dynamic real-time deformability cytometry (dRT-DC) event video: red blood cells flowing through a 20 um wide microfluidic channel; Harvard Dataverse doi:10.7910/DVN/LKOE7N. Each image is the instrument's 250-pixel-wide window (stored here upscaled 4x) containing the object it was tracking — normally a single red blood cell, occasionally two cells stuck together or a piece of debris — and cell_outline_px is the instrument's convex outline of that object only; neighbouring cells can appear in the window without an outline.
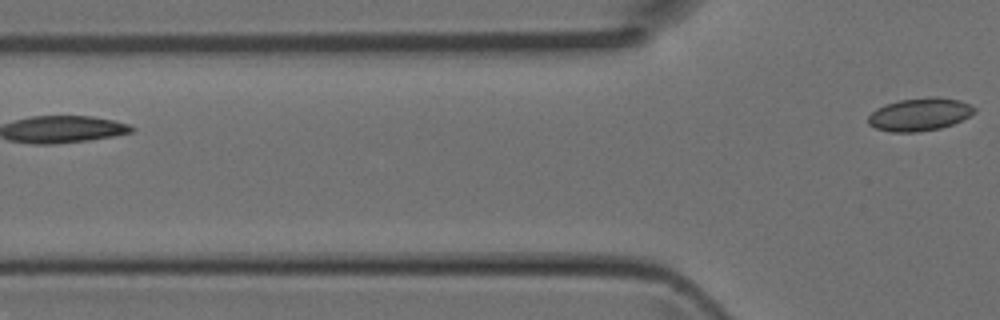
{"species": "Egyptian fruit bat (a non-hibernating species)", "species_latin": "Rousettus aegyptiacus", "temperature_condition": "room temperature", "stored_images_in_passage": 5, "camera_frame_rate_fps": 3000, "um_per_image_px": 0.085, "animal": {"sex": "female"}, "frame": {"image": 1, "passage_image": 5, "time_ms": 1.333, "image_size_px": [1000, 320], "cell_outline_px": [[976, 112], [952, 124], [940, 128], [916, 132], [892, 132], [876, 128], [868, 124], [868, 116], [876, 108], [900, 100], [960, 100], [976, 108]], "centroid_in_image_um": [78.12, 9.78], "position_along_channel_um": 47.7, "area_um2": 19.25}}